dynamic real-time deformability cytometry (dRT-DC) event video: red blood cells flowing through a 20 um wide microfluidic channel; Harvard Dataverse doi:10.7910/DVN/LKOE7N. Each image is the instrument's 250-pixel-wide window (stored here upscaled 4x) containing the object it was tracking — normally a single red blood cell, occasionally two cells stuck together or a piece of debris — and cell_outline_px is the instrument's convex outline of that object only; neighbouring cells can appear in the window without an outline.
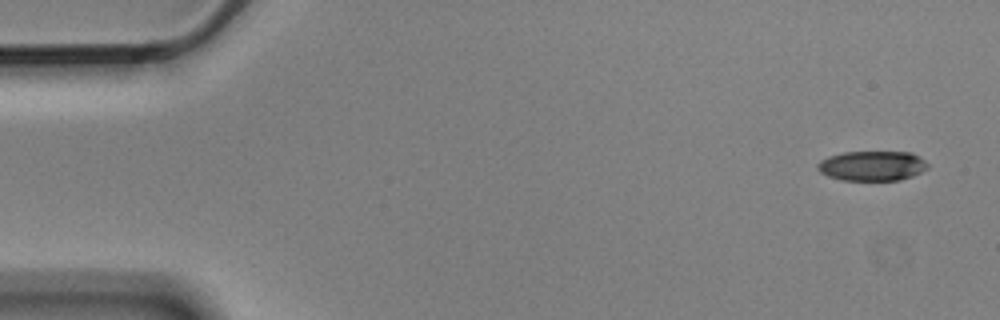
{"species": "Egyptian fruit bat (a non-hibernating species)", "species_latin": "Rousettus aegyptiacus", "temperature_condition": "cold", "stored_images_in_passage": 4, "camera_frame_rate_fps": 3000, "um_per_image_px": 0.085, "animal": {"sex": "male"}, "frame": {"image": 1, "passage_image": 1, "time_ms": 0.0, "image_size_px": [1000, 320], "cell_outline_px": [[928, 168], [912, 176], [900, 180], [840, 180], [828, 176], [820, 172], [816, 168], [816, 164], [820, 160], [828, 156], [844, 152], [912, 152], [920, 156], [928, 164]], "centroid_in_image_um": [74.12, 14.09], "position_along_channel_um": 10.9, "area_um2": 19.31}}
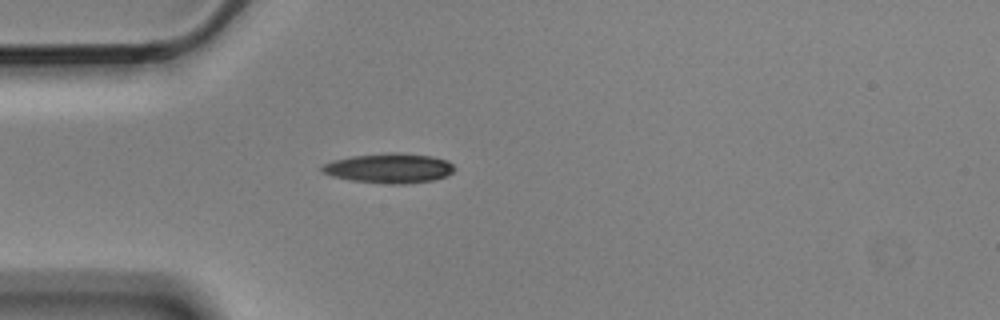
{"frame": {"image": 2, "passage_image": 4, "time_ms": 1.0, "image_size_px": [1000, 320], "cell_outline_px": [[456, 168], [448, 176], [432, 180], [404, 184], [392, 184], [352, 180], [332, 176], [324, 172], [320, 168], [324, 164], [332, 160], [352, 156], [388, 152], [396, 152], [432, 156], [448, 160]], "centroid_in_image_um": [33.12, 14.28], "position_along_channel_um": 51.9, "area_um2": 22.95}}